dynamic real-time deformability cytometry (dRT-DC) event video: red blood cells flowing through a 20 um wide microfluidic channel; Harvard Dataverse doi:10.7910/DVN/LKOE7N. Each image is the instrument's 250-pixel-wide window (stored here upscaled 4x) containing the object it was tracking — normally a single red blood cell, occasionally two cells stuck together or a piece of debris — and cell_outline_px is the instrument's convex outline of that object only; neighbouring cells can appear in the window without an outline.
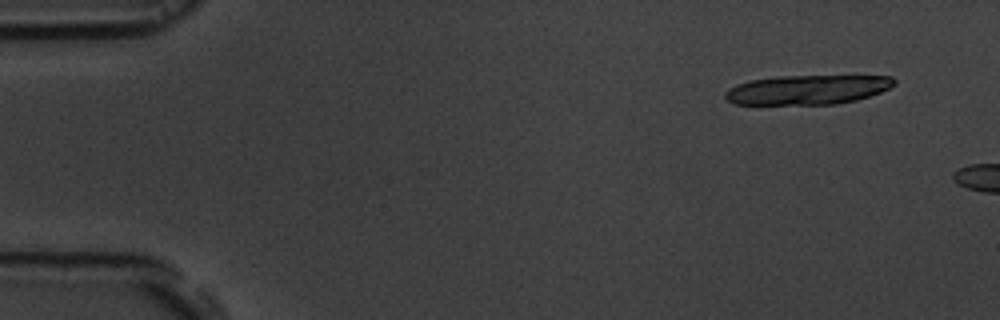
{"species": "common noctule bat (a hibernating species)", "species_latin": "Nyctalus noctula", "temperature_condition": "room temperature", "stored_images_in_passage": 2, "camera_frame_rate_fps": 3000, "um_per_image_px": 0.085, "animal": {"sex": "male", "body_mass_g": 19.5, "forearm_length_mm": 54.6}, "frame": {"image": 1, "passage_image": 1, "time_ms": 0.0, "image_size_px": [1000, 320], "cell_outline_px": [[896, 84], [880, 92], [856, 100], [836, 104], [736, 104], [728, 100], [724, 96], [724, 92], [728, 88], [736, 84], [752, 80], [776, 76], [892, 76], [896, 80]], "centroid_in_image_um": [68.62, 7.62], "position_along_channel_um": 16.4, "area_um2": 28.9}}